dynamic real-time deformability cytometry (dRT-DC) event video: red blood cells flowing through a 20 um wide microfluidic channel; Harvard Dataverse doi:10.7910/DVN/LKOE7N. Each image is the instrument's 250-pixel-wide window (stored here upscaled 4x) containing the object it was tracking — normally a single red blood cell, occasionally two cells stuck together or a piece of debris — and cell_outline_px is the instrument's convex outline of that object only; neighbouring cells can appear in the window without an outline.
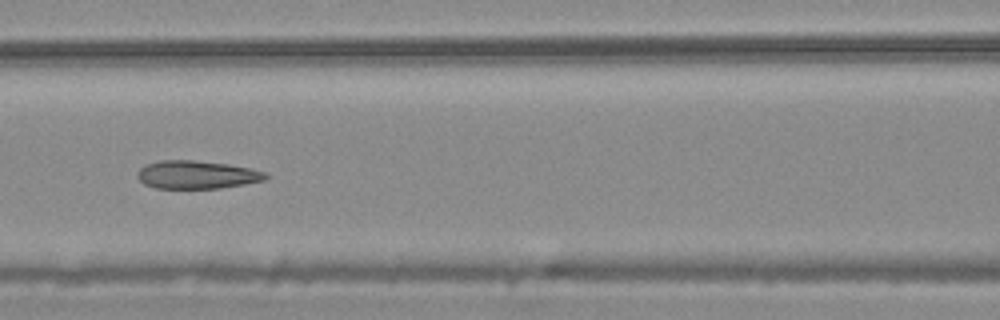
{"species": "common noctule bat (a hibernating species)", "species_latin": "Nyctalus noctula", "temperature_condition": "warm", "stored_images_in_passage": 8, "camera_frame_rate_fps": 3000, "um_per_image_px": 0.085, "animal": {"sex": "male", "body_mass_g": 20.4}, "frame": {"image": 1, "passage_image": 7, "time_ms": 2.0, "image_size_px": [1000, 320], "cell_outline_px": [[272, 176], [264, 180], [244, 184], [220, 188], [156, 188], [144, 184], [136, 176], [136, 172], [144, 164], [160, 160], [192, 160], [228, 164], [252, 168], [264, 172]], "centroid_in_image_um": [16.72, 14.84], "position_along_channel_um": 149.9, "area_um2": 21.15}}
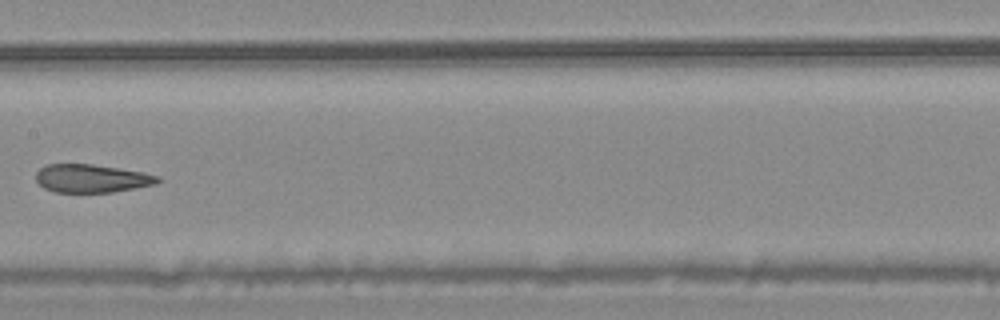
{"frame": {"image": 2, "passage_image": 8, "time_ms": 2.333, "image_size_px": [1000, 320], "cell_outline_px": [[160, 180], [156, 184], [112, 192], [56, 192], [44, 188], [36, 180], [36, 172], [40, 168], [48, 164], [92, 164], [144, 172], [160, 176]], "centroid_in_image_um": [7.79, 15.16], "position_along_channel_um": 199.6, "area_um2": 19.94}}